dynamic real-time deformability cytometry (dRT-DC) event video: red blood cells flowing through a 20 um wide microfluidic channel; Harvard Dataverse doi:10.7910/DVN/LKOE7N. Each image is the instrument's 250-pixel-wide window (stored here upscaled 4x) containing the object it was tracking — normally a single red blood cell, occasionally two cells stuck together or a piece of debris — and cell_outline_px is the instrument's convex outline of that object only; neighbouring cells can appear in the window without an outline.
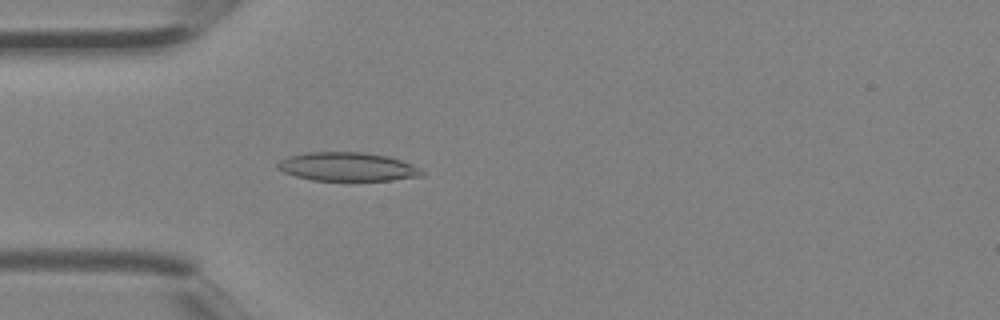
{"species": "Egyptian fruit bat (a non-hibernating species)", "species_latin": "Rousettus aegyptiacus", "temperature_condition": "room temperature", "stored_images_in_passage": 1, "camera_frame_rate_fps": 3000, "um_per_image_px": 0.085, "animal": {"sex": "female"}, "frame": {"image": 1, "passage_image": 1, "time_ms": 0.0, "image_size_px": [1000, 320], "cell_outline_px": [[424, 176], [392, 180], [312, 180], [296, 176], [284, 172], [276, 168], [276, 164], [280, 160], [288, 156], [308, 152], [360, 152], [388, 156], [412, 164], [420, 168], [424, 172]], "centroid_in_image_um": [29.54, 14.17], "position_along_channel_um": 55.5, "area_um2": 24.1}}